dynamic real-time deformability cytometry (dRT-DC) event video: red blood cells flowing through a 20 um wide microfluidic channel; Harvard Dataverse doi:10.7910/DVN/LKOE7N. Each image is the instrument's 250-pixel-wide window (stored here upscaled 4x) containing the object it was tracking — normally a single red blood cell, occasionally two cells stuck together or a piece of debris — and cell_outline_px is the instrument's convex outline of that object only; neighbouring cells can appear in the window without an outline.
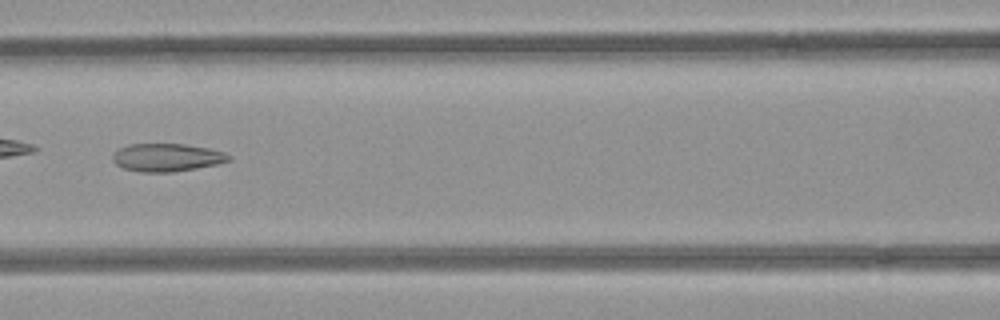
{"species": "common noctule bat (a hibernating species)", "species_latin": "Nyctalus noctula", "temperature_condition": "room temperature", "stored_images_in_passage": 7, "camera_frame_rate_fps": 3000, "um_per_image_px": 0.085, "animal": {"sex": "female", "body_mass_g": 21.9}, "frame": {"image": 1, "passage_image": 7, "time_ms": 2.0, "image_size_px": [1000, 320], "cell_outline_px": [[232, 160], [216, 164], [196, 168], [172, 172], [140, 172], [124, 168], [116, 164], [112, 160], [112, 152], [128, 144], [184, 144], [208, 148], [224, 152], [232, 156]], "centroid_in_image_um": [14.17, 13.38], "position_along_channel_um": 152.4, "area_um2": 18.96}}